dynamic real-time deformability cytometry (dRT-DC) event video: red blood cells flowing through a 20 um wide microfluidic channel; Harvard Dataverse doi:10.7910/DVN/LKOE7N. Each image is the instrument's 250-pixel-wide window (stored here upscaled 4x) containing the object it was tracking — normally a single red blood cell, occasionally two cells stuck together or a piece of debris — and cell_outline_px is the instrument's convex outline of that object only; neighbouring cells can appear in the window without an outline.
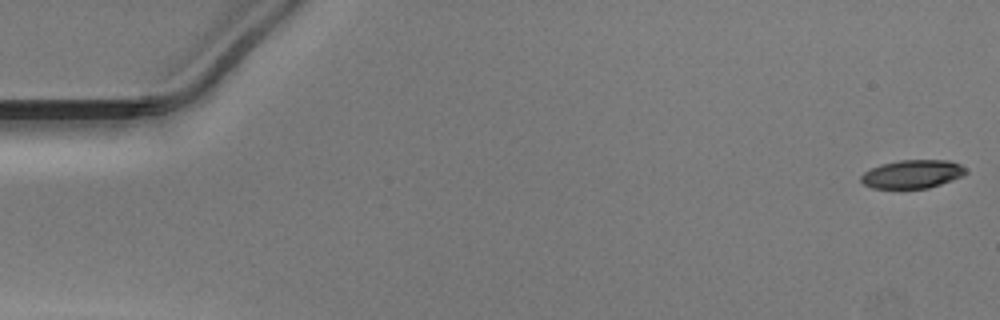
{"species": "Egyptian fruit bat (a non-hibernating species)", "species_latin": "Rousettus aegyptiacus", "temperature_condition": "warm", "stored_images_in_passage": 31, "camera_frame_rate_fps": 3000, "um_per_image_px": 0.085, "animal": {"sex": "male"}, "frame": {"image": 1, "passage_image": 1, "time_ms": 0.0, "image_size_px": [1000, 320], "cell_outline_px": [[968, 172], [952, 180], [928, 188], [872, 188], [864, 184], [860, 180], [860, 176], [864, 172], [880, 164], [900, 160], [948, 160], [960, 164]], "centroid_in_image_um": [77.53, 14.79], "position_along_channel_um": 7.5, "area_um2": 17.22}}
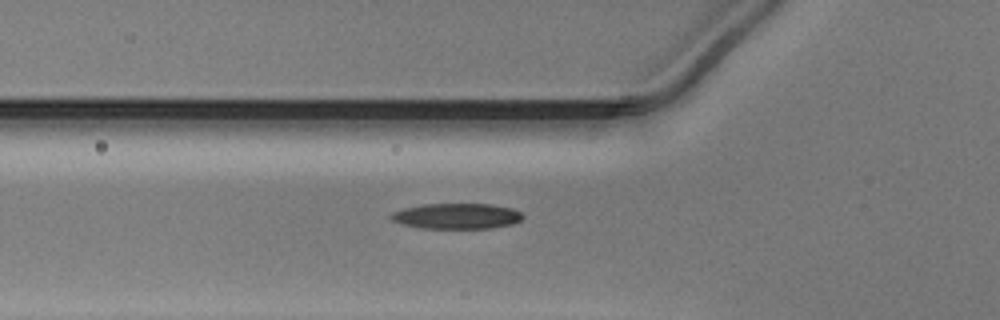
{"frame": {"image": 2, "passage_image": 18, "time_ms": 5.667, "image_size_px": [1000, 320], "cell_outline_px": [[524, 216], [520, 220], [512, 224], [492, 228], [420, 228], [400, 224], [392, 220], [388, 216], [392, 212], [404, 208], [424, 204], [492, 204], [512, 208], [520, 212]], "centroid_in_image_um": [38.8, 18.37], "position_along_channel_um": 87.0, "area_um2": 19.71}}
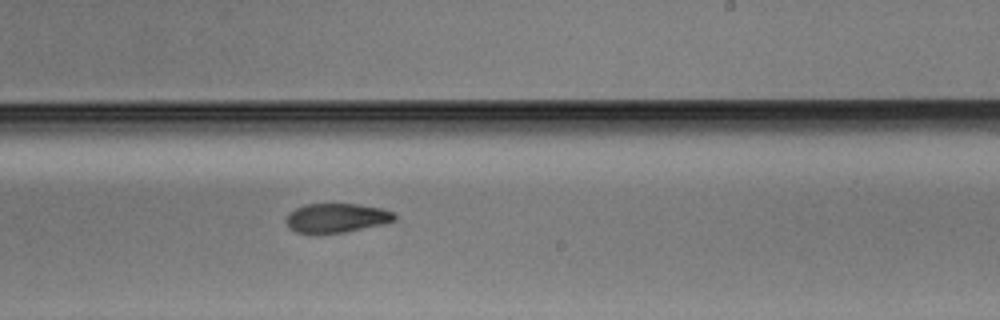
{"frame": {"image": 3, "passage_image": 31, "time_ms": 10.0, "image_size_px": [1000, 320], "cell_outline_px": [[396, 220], [384, 224], [344, 232], [316, 236], [296, 232], [288, 228], [284, 220], [288, 212], [304, 204], [356, 204], [384, 208], [392, 212], [396, 216]], "centroid_in_image_um": [28.54, 18.55], "position_along_channel_um": 260.5, "area_um2": 19.13}}